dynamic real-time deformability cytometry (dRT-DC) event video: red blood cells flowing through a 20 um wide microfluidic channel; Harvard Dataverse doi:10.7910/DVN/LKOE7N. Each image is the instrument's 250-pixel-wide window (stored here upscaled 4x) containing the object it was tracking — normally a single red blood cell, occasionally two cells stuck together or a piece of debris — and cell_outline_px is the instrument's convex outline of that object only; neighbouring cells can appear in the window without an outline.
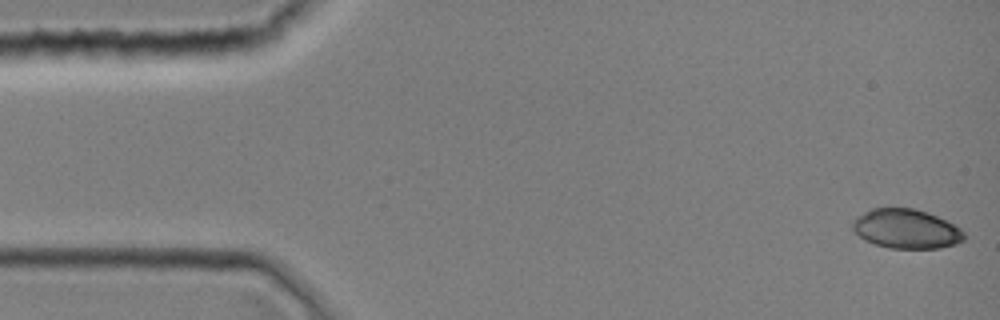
{"species": "common noctule bat (a hibernating species)", "species_latin": "Nyctalus noctula", "temperature_condition": "room temperature", "stored_images_in_passage": 39, "camera_frame_rate_fps": 3000, "um_per_image_px": 0.085, "animal": {"sex": "female", "body_mass_g": 19.0, "forearm_length_mm": 51.5}, "frame": {"image": 1, "passage_image": 1, "time_ms": 0.0, "image_size_px": [1000, 320], "cell_outline_px": [[964, 240], [956, 244], [940, 248], [888, 248], [864, 240], [852, 228], [852, 220], [856, 216], [872, 208], [912, 208], [928, 212], [960, 228], [964, 232]], "centroid_in_image_um": [77.01, 19.45], "position_along_channel_um": 8.0, "area_um2": 25.49}}
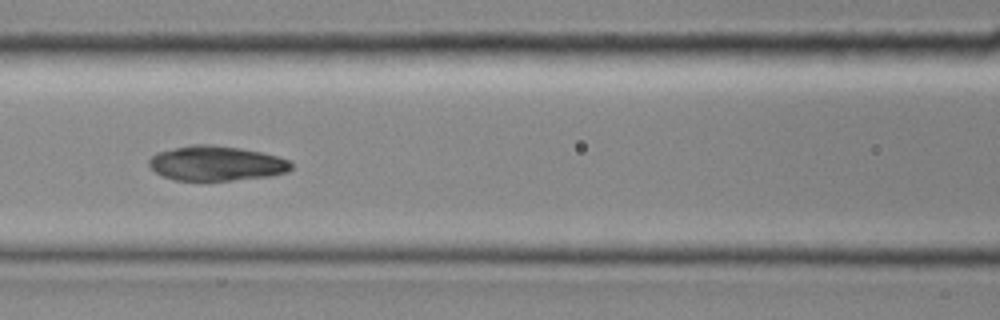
{"frame": {"image": 2, "passage_image": 17, "time_ms": 5.333, "image_size_px": [1000, 320], "cell_outline_px": [[292, 168], [288, 172], [272, 176], [232, 180], [176, 180], [164, 176], [156, 172], [148, 164], [148, 160], [156, 152], [192, 144], [212, 144], [240, 148], [260, 152], [292, 160]], "centroid_in_image_um": [18.41, 13.88], "position_along_channel_um": 148.2, "area_um2": 28.9}}
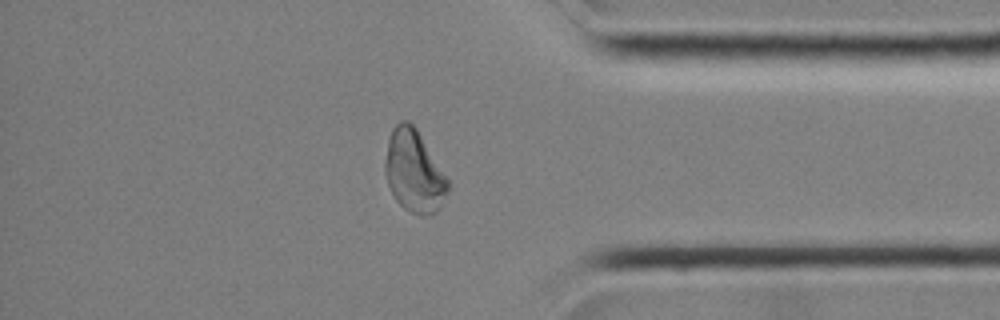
{"frame": {"image": 3, "passage_image": 33, "time_ms": 10.667, "image_size_px": [1000, 320], "cell_outline_px": [[448, 188], [440, 208], [436, 212], [424, 216], [420, 216], [404, 208], [396, 200], [388, 184], [384, 172], [384, 160], [388, 140], [392, 128], [400, 120], [408, 120], [416, 128], [448, 180]], "centroid_in_image_um": [35.16, 14.56], "position_along_channel_um": 400.0, "area_um2": 29.77}}